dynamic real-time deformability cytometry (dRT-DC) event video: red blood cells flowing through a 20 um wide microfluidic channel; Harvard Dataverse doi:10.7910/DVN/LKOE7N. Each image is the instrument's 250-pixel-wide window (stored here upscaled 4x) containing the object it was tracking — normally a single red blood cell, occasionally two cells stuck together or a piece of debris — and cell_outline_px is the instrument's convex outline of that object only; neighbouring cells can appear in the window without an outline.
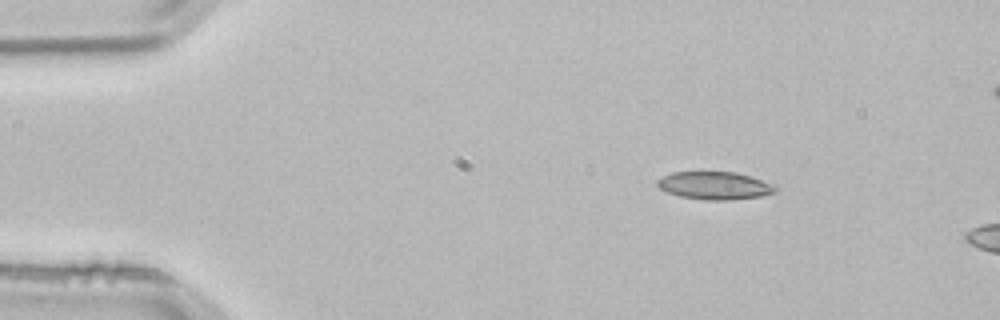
{"species": "common noctule bat (a hibernating species)", "species_latin": "Nyctalus noctula", "temperature_condition": "room temperature", "stored_images_in_passage": 4, "camera_frame_rate_fps": 3000, "um_per_image_px": 0.085, "animal": {"sex": "male", "body_mass_g": 21.5, "forearm_length_mm": 52.0}, "frame": {"image": 1, "passage_image": 2, "time_ms": 0.333, "image_size_px": [1000, 320], "cell_outline_px": [[780, 188], [776, 192], [760, 196], [728, 200], [708, 200], [680, 196], [668, 192], [660, 188], [656, 184], [656, 180], [672, 172], [736, 172], [776, 184]], "centroid_in_image_um": [60.8, 15.77], "position_along_channel_um": 24.2, "area_um2": 19.13}}